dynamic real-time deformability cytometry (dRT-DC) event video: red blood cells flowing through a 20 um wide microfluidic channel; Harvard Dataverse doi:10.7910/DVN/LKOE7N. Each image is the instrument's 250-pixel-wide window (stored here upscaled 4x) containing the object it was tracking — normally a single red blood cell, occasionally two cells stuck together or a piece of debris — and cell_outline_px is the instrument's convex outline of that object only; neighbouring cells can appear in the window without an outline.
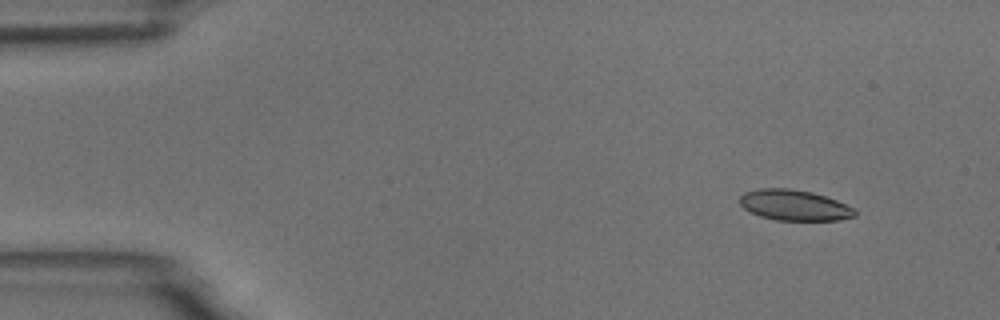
{"species": "common noctule bat (a hibernating species)", "species_latin": "Nyctalus noctula", "temperature_condition": "room temperature", "stored_images_in_passage": 5, "camera_frame_rate_fps": 3000, "um_per_image_px": 0.085, "animal": {"sex": "male", "body_mass_g": 18.8}, "frame": {"image": 1, "passage_image": 2, "time_ms": 1.333, "image_size_px": [1000, 320], "cell_outline_px": [[856, 216], [840, 220], [776, 220], [760, 216], [744, 208], [740, 204], [740, 196], [744, 192], [760, 188], [788, 188], [812, 192], [836, 200], [852, 208], [856, 212]], "centroid_in_image_um": [67.5, 17.44], "position_along_channel_um": 17.5, "area_um2": 20.4}}
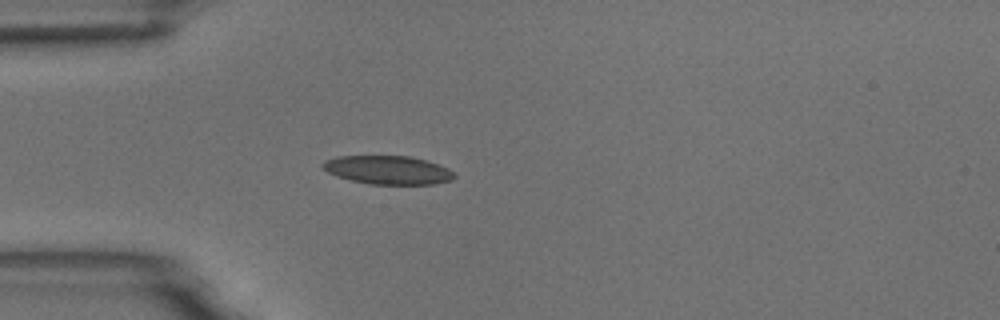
{"frame": {"image": 2, "passage_image": 5, "time_ms": 4.667, "image_size_px": [1000, 320], "cell_outline_px": [[456, 176], [452, 180], [436, 184], [368, 184], [336, 176], [328, 172], [320, 164], [324, 160], [336, 156], [408, 156], [440, 164], [456, 172]], "centroid_in_image_um": [33.0, 14.45], "position_along_channel_um": 52.0, "area_um2": 22.02}}